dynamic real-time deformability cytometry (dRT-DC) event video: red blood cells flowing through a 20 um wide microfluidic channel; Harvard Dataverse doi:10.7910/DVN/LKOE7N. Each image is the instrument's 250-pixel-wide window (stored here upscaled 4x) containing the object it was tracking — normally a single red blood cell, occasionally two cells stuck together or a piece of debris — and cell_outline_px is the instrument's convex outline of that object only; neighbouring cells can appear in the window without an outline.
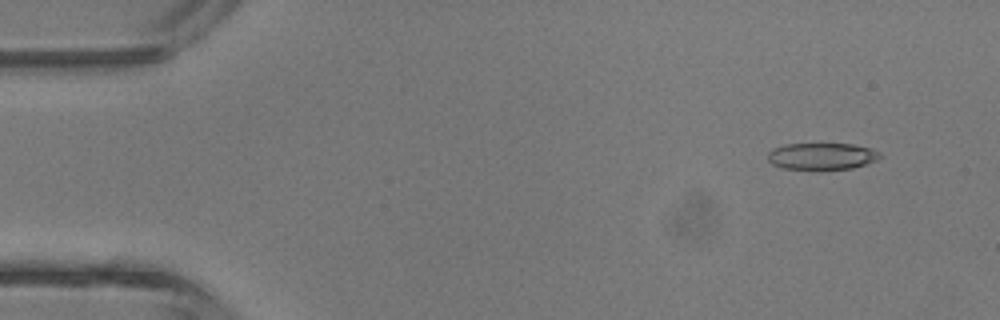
{"species": "common noctule bat (a hibernating species)", "species_latin": "Nyctalus noctula", "temperature_condition": "room temperature", "stored_images_in_passage": 3, "camera_frame_rate_fps": 3000, "um_per_image_px": 0.085, "animal": {"sex": "male", "body_mass_g": 13.3}, "frame": {"image": 1, "passage_image": 1, "time_ms": 0.0, "image_size_px": [1000, 320], "cell_outline_px": [[884, 156], [868, 164], [852, 168], [820, 172], [816, 172], [784, 168], [772, 164], [768, 160], [768, 152], [784, 144], [852, 144], [872, 148], [880, 152]], "centroid_in_image_um": [69.9, 13.32], "position_along_channel_um": 15.1, "area_um2": 18.26}}
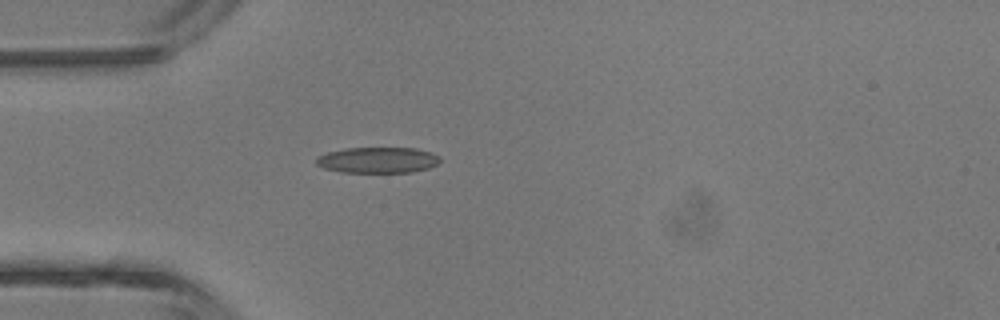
{"frame": {"image": 2, "passage_image": 3, "time_ms": 3.0, "image_size_px": [1000, 320], "cell_outline_px": [[440, 160], [436, 164], [428, 168], [412, 172], [340, 172], [324, 168], [316, 164], [316, 156], [328, 152], [348, 148], [416, 148], [432, 152], [440, 156]], "centroid_in_image_um": [32.11, 13.6], "position_along_channel_um": 52.9, "area_um2": 18.67}}